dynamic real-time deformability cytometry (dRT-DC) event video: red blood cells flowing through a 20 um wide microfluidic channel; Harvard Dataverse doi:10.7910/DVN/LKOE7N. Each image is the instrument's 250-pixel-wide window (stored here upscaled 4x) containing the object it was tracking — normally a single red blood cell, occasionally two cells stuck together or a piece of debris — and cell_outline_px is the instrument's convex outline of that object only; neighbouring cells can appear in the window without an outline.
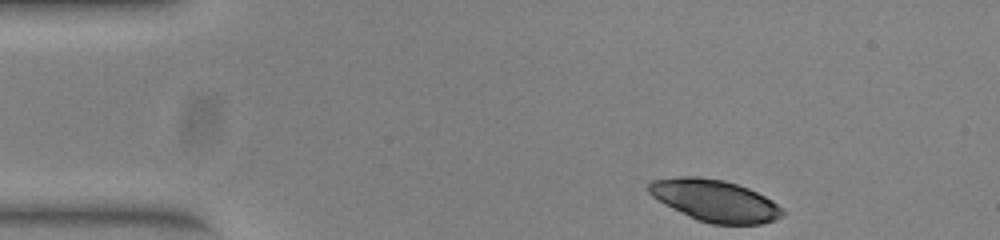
{"species": "common noctule bat (a hibernating species)", "species_latin": "Nyctalus noctula", "temperature_condition": "warm", "stored_images_in_passage": 46, "camera_frame_rate_fps": 3000, "um_per_image_px": 0.085, "animal": {"sex": "female", "body_mass_g": 23.0, "forearm_length_mm": 53.4}, "frame": {"image": 1, "passage_image": 1, "time_ms": 0.0, "image_size_px": [1000, 240], "cell_outline_px": [[784, 212], [780, 216], [772, 220], [760, 224], [712, 224], [696, 220], [664, 204], [652, 196], [648, 192], [648, 184], [652, 180], [680, 176], [700, 176], [724, 180], [748, 188], [772, 200]], "centroid_in_image_um": [60.71, 17.04], "position_along_channel_um": 24.3, "area_um2": 32.37}}